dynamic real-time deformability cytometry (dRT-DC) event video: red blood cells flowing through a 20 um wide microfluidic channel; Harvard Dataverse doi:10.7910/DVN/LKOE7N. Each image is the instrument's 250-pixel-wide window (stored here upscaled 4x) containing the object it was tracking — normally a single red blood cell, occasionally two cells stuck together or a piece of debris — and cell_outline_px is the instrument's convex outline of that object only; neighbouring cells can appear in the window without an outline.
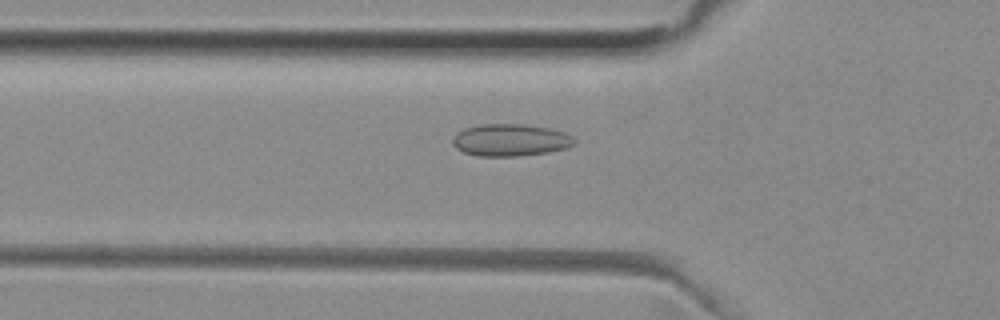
{"species": "common noctule bat (a hibernating species)", "species_latin": "Nyctalus noctula", "temperature_condition": "room temperature", "stored_images_in_passage": 51, "camera_frame_rate_fps": 3000, "um_per_image_px": 0.085, "animal": {"sex": "female", "body_mass_g": 29.2, "forearm_length_mm": 56.3}, "frame": {"image": 1, "passage_image": 17, "time_ms": 5.333, "image_size_px": [1000, 320], "cell_outline_px": [[576, 144], [564, 148], [548, 152], [516, 156], [476, 156], [464, 152], [456, 148], [452, 144], [452, 140], [456, 132], [464, 128], [480, 124], [524, 124], [548, 128], [564, 132], [572, 136], [576, 140]], "centroid_in_image_um": [43.36, 11.9], "position_along_channel_um": 82.4, "area_um2": 22.89}}
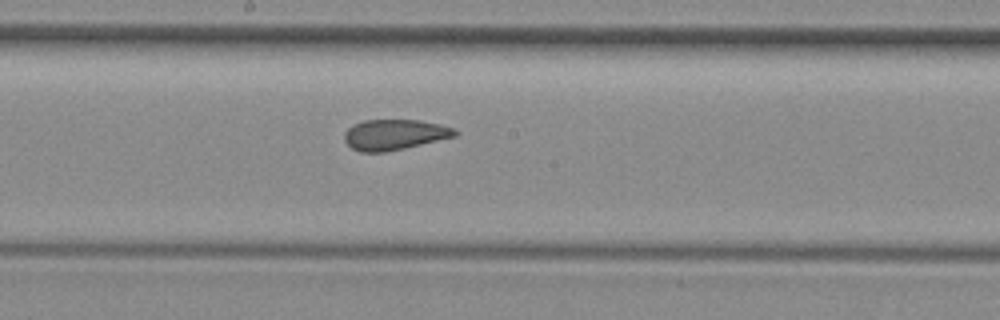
{"frame": {"image": 2, "passage_image": 27, "time_ms": 8.667, "image_size_px": [1000, 320], "cell_outline_px": [[460, 132], [456, 136], [404, 148], [384, 152], [360, 152], [352, 148], [344, 140], [344, 132], [352, 124], [364, 120], [420, 120], [440, 124], [456, 128]], "centroid_in_image_um": [33.54, 11.43], "position_along_channel_um": 214.7, "area_um2": 19.77}}
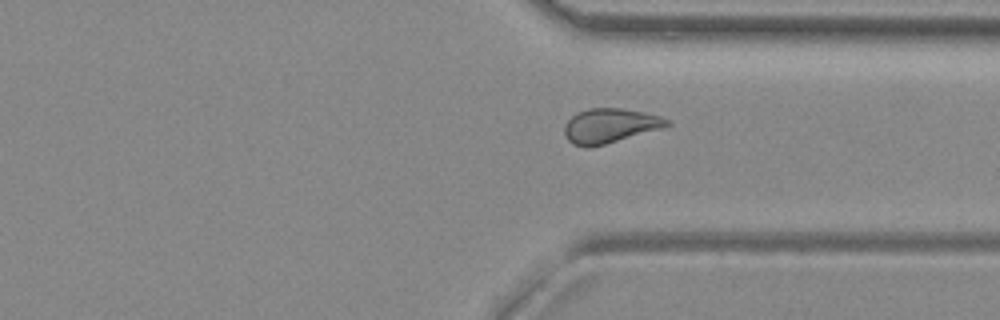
{"frame": {"image": 3, "passage_image": 38, "time_ms": 12.333, "image_size_px": [1000, 320], "cell_outline_px": [[672, 124], [664, 128], [604, 144], [588, 148], [572, 144], [568, 140], [564, 132], [564, 124], [576, 112], [588, 108], [620, 108], [644, 112], [660, 116], [668, 120]], "centroid_in_image_um": [51.83, 10.68], "position_along_channel_um": 359.6, "area_um2": 20.69}, "authors_computed_cell_mechanics": {"area_um2": 20.808, "velocity_mm_per_s": 3.9523, "shape_relaxation_time_tau1_ms": null, "shape_relaxation_time_tau2_ms": 1.5695, "deformation_change_tau1": null, "deformation_change_tau2": 0.057}}